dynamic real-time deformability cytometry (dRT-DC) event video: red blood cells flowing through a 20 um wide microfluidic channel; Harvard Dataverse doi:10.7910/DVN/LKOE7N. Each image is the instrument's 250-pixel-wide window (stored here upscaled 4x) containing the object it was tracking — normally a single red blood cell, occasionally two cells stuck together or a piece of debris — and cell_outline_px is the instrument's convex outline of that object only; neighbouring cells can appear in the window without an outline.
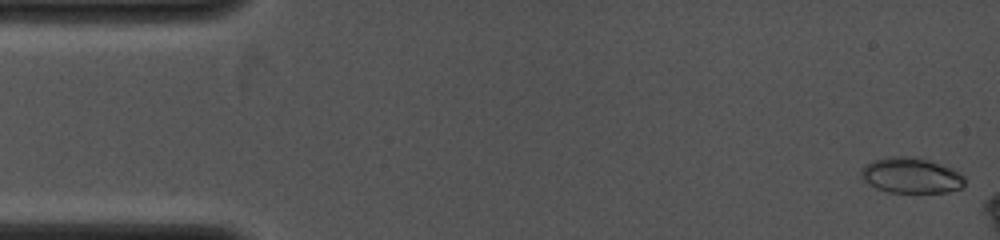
{"species": "common noctule bat (a hibernating species)", "species_latin": "Nyctalus noctula", "temperature_condition": "cold", "stored_images_in_passage": 7, "camera_frame_rate_fps": 4000, "um_per_image_px": 0.085, "animal": {"sex": "female", "body_mass_g": 19.0, "forearm_length_mm": 53.3}, "frame": {"image": 1, "passage_image": 1, "time_ms": 0.0, "image_size_px": [1000, 240], "cell_outline_px": [[964, 188], [948, 192], [888, 192], [876, 188], [868, 184], [860, 176], [860, 168], [864, 164], [872, 160], [892, 156], [912, 156], [928, 160], [960, 172], [964, 176]], "centroid_in_image_um": [77.41, 14.91], "position_along_channel_um": 7.6, "area_um2": 21.62}}